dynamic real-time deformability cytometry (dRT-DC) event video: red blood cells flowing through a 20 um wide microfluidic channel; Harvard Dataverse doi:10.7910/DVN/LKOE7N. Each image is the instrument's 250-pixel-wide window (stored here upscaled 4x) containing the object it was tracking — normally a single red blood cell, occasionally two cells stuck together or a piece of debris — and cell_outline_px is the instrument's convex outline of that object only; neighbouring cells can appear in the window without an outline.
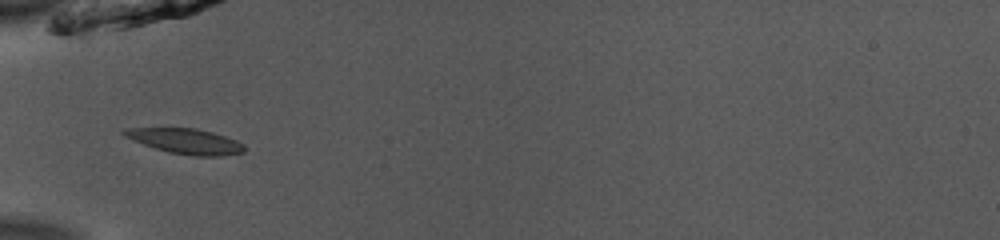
{"species": "common noctule bat (a hibernating species)", "species_latin": "Nyctalus noctula", "temperature_condition": "room temperature", "stored_images_in_passage": 34, "camera_frame_rate_fps": 3000, "um_per_image_px": 0.085, "animal": {"sex": "male", "body_mass_g": 13.0, "forearm_length_mm": 53.1}, "frame": {"image": 1, "passage_image": 1, "time_ms": 0.0, "image_size_px": [1000, 240], "cell_outline_px": [[244, 152], [220, 156], [192, 156], [168, 152], [144, 144], [124, 136], [120, 132], [124, 128], [196, 128], [212, 132], [236, 140], [244, 144]], "centroid_in_image_um": [15.77, 12.0], "position_along_channel_um": 69.2, "area_um2": 17.57}}
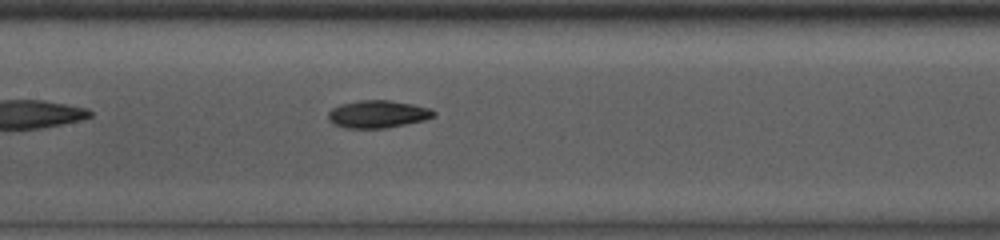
{"frame": {"image": 2, "passage_image": 9, "time_ms": 2.667, "image_size_px": [1000, 240], "cell_outline_px": [[436, 116], [424, 120], [384, 128], [344, 128], [332, 124], [328, 120], [328, 112], [332, 108], [340, 104], [360, 100], [388, 100], [412, 104], [432, 108], [436, 112]], "centroid_in_image_um": [32.1, 9.7], "position_along_channel_um": 175.3, "area_um2": 17.05}}
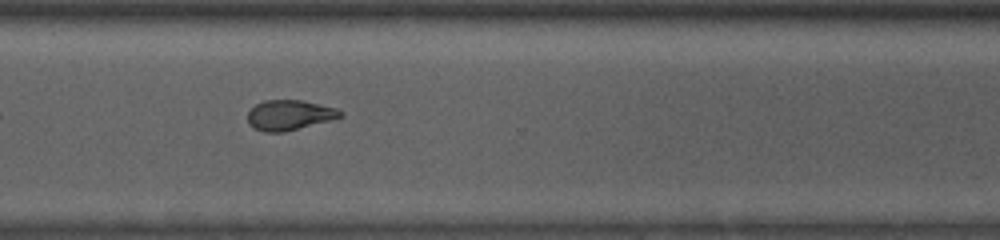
{"frame": {"image": 3, "passage_image": 22, "time_ms": 7.0, "image_size_px": [1000, 240], "cell_outline_px": [[344, 116], [284, 132], [264, 132], [252, 128], [248, 124], [248, 112], [256, 104], [264, 100], [304, 100], [336, 108], [344, 112]], "centroid_in_image_um": [24.59, 9.78], "position_along_channel_um": 346.0, "area_um2": 16.3}, "authors_computed_cell_mechanics": {"area_um2": 16.6753, "velocity_mm_per_s": 3.9508, "shape_relaxation_time_tau1_ms": 8.1121, "shape_relaxation_time_tau2_ms": 2.664, "deformation_change_tau1": 0.1917, "deformation_change_tau2": 0.0936}}